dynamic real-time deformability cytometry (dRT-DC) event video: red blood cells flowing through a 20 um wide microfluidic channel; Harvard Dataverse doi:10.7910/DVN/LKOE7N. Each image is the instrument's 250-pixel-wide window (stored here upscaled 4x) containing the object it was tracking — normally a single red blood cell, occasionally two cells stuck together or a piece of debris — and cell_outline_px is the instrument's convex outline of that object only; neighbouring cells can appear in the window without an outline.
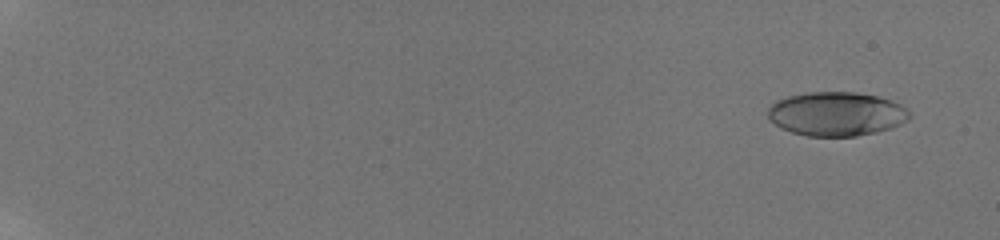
{"species": "human", "species_latin": "Homo sapiens", "temperature_condition": "room temperature", "stored_images_in_passage": 58, "camera_frame_rate_fps": 3000, "um_per_image_px": 0.085, "donor": {"sex": "male"}, "frame": {"image": 1, "passage_image": 4, "time_ms": 1.0, "image_size_px": [1000, 240], "cell_outline_px": [[912, 116], [908, 120], [892, 128], [876, 132], [856, 136], [808, 136], [792, 132], [780, 128], [768, 116], [768, 108], [776, 100], [788, 96], [808, 92], [856, 92], [876, 96], [892, 100], [908, 108], [912, 112]], "centroid_in_image_um": [71.14, 9.68], "position_along_channel_um": 13.9, "area_um2": 36.53}}
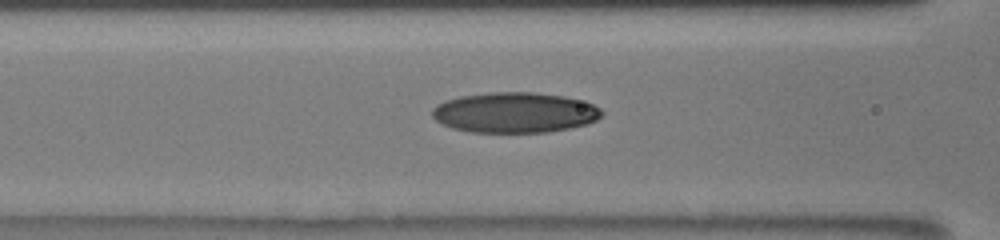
{"frame": {"image": 2, "passage_image": 29, "time_ms": 9.333, "image_size_px": [1000, 240], "cell_outline_px": [[604, 112], [596, 120], [588, 124], [568, 128], [544, 132], [472, 132], [452, 128], [436, 120], [432, 116], [432, 108], [436, 104], [444, 100], [460, 96], [492, 92], [532, 92], [564, 96], [584, 100], [600, 108]], "centroid_in_image_um": [43.75, 9.56], "position_along_channel_um": 122.8, "area_um2": 40.0}}
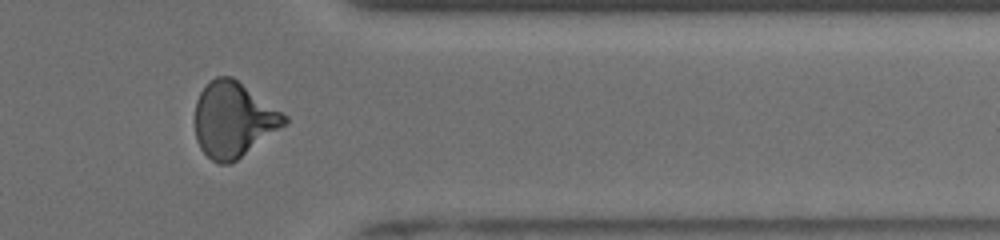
{"frame": {"image": 3, "passage_image": 50, "time_ms": 16.333, "image_size_px": [1000, 240], "cell_outline_px": [[288, 124], [236, 160], [228, 164], [220, 164], [212, 160], [200, 148], [196, 140], [196, 100], [200, 92], [216, 76], [232, 76], [288, 116]], "centroid_in_image_um": [19.86, 10.17], "position_along_channel_um": 391.5, "area_um2": 38.96}, "authors_computed_cell_mechanics": {"area_um2": 37.2232, "velocity_mm_per_s": 3.8995, "shape_relaxation_time_tau1_ms": 6.011, "shape_relaxation_time_tau2_ms": 2.3903, "deformation_change_tau1": 0.1822, "deformation_change_tau2": 0.0876}}